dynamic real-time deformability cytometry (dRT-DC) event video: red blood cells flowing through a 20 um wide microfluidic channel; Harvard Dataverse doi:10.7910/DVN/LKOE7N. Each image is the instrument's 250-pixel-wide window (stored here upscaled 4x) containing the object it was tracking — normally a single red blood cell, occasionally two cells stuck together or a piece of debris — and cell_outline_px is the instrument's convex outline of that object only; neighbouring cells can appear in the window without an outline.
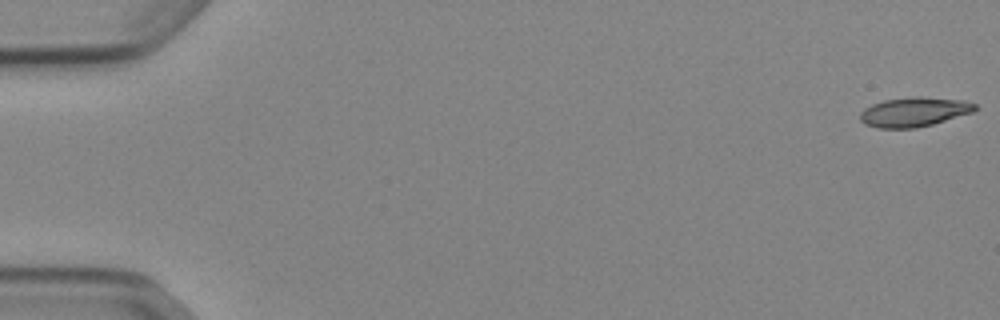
{"species": "Egyptian fruit bat (a non-hibernating species)", "species_latin": "Rousettus aegyptiacus", "temperature_condition": "cold", "stored_images_in_passage": 53, "camera_frame_rate_fps": 3000, "um_per_image_px": 0.085, "animal": {"sex": "female"}, "frame": {"image": 1, "passage_image": 1, "time_ms": 0.0, "image_size_px": [1000, 320], "cell_outline_px": [[980, 108], [972, 112], [932, 124], [916, 128], [876, 128], [864, 124], [860, 120], [860, 112], [864, 108], [872, 104], [884, 100], [916, 96], [920, 96], [964, 100], [976, 104]], "centroid_in_image_um": [77.69, 9.51], "position_along_channel_um": 7.3, "area_um2": 19.83}}
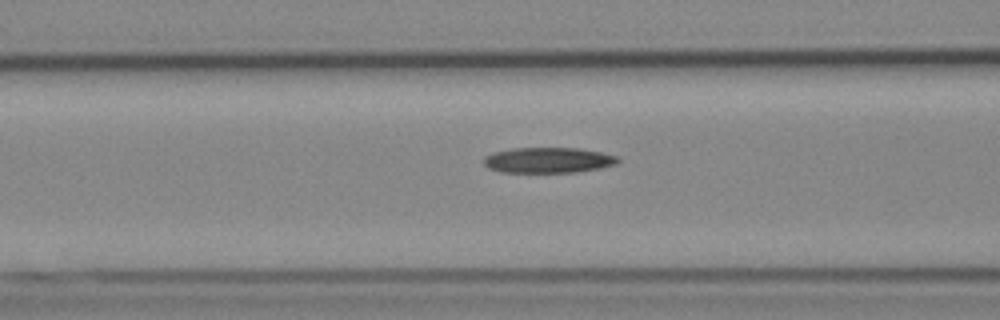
{"frame": {"image": 2, "passage_image": 22, "time_ms": 7.0, "image_size_px": [1000, 320], "cell_outline_px": [[620, 160], [616, 164], [600, 168], [576, 172], [500, 172], [488, 168], [484, 164], [484, 156], [492, 152], [512, 148], [580, 148], [620, 156]], "centroid_in_image_um": [46.6, 13.61], "position_along_channel_um": 120.0, "area_um2": 20.11}}
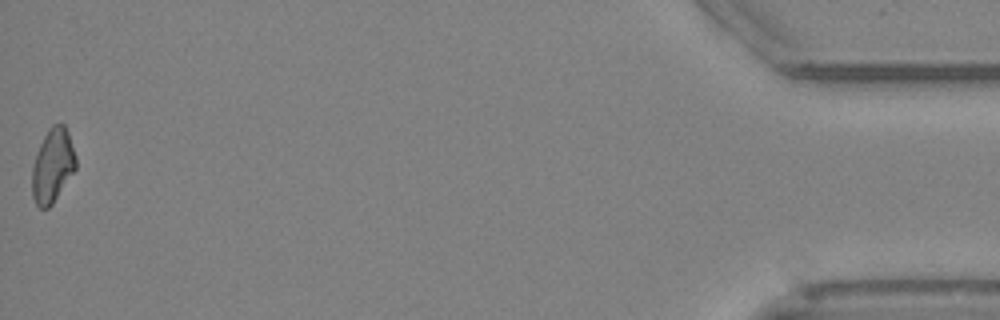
{"frame": {"image": 3, "passage_image": 53, "time_ms": 17.333, "image_size_px": [1000, 320], "cell_outline_px": [[76, 168], [52, 204], [48, 208], [40, 208], [36, 204], [32, 196], [32, 168], [36, 152], [48, 128], [52, 124], [64, 124], [68, 132], [76, 156]], "centroid_in_image_um": [4.46, 14.06], "position_along_channel_um": 430.7, "area_um2": 18.79}}